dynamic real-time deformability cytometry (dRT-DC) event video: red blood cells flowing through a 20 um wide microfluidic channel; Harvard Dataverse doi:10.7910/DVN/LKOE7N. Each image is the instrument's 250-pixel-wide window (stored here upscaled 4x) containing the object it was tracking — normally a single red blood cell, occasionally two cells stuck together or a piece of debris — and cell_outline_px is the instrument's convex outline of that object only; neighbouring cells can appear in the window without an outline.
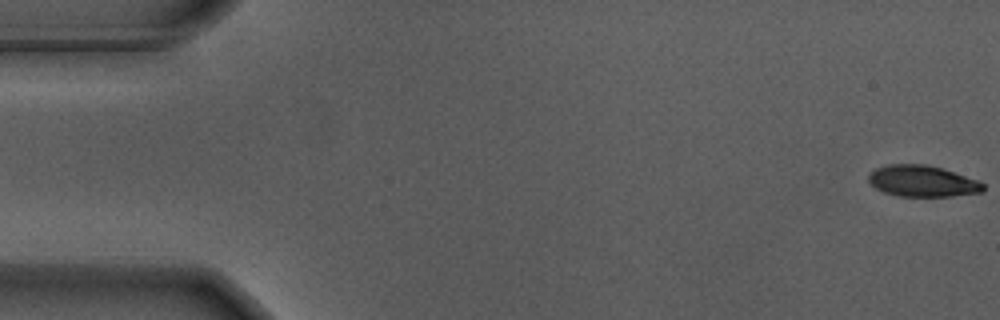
{"species": "Egyptian fruit bat (a non-hibernating species)", "species_latin": "Rousettus aegyptiacus", "temperature_condition": "warm", "stored_images_in_passage": 55, "camera_frame_rate_fps": 3000, "um_per_image_px": 0.085, "animal": {"sex": "male"}, "frame": {"image": 1, "passage_image": 1, "time_ms": 0.0, "image_size_px": [1000, 320], "cell_outline_px": [[984, 192], [952, 196], [900, 196], [884, 192], [876, 188], [868, 180], [868, 176], [876, 168], [888, 164], [928, 164], [980, 180], [984, 184]], "centroid_in_image_um": [78.44, 15.39], "position_along_channel_um": 6.6, "area_um2": 20.92}}
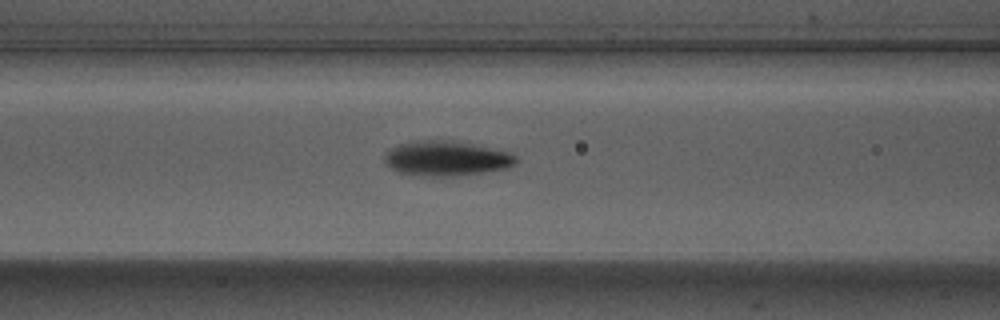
{"frame": {"image": 2, "passage_image": 23, "time_ms": 7.333, "image_size_px": [1000, 320], "cell_outline_px": [[520, 160], [516, 164], [504, 168], [480, 172], [452, 176], [420, 176], [400, 172], [384, 164], [384, 156], [392, 148], [400, 144], [428, 140], [452, 140], [512, 152]], "centroid_in_image_um": [37.97, 13.46], "position_along_channel_um": 128.6, "area_um2": 26.47}}
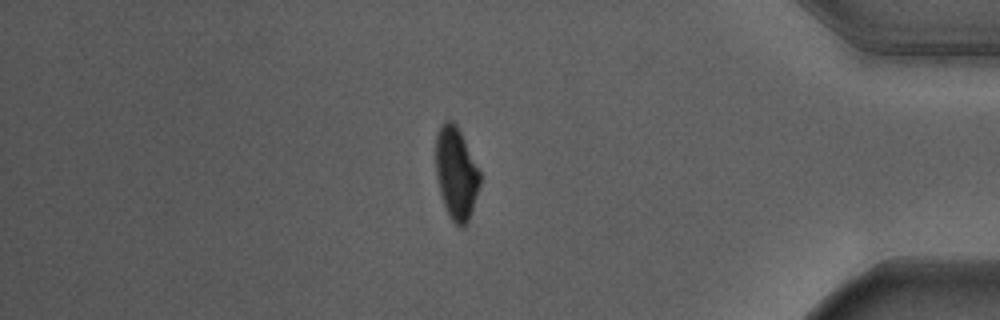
{"frame": {"image": 3, "passage_image": 48, "time_ms": 15.667, "image_size_px": [1000, 320], "cell_outline_px": [[480, 184], [472, 212], [464, 228], [460, 228], [448, 216], [440, 192], [436, 176], [436, 132], [440, 124], [444, 120], [452, 120], [456, 124], [480, 172]], "centroid_in_image_um": [38.76, 14.73], "position_along_channel_um": 396.4, "area_um2": 23.76}, "authors_computed_cell_mechanics": {"area_um2": 23.987, "velocity_mm_per_s": 3.6609, "shape_relaxation_time_tau1_ms": 2.2366, "shape_relaxation_time_tau2_ms": 8.188, "deformation_change_tau1": 0.1692, "deformation_change_tau2": 0.1022}}